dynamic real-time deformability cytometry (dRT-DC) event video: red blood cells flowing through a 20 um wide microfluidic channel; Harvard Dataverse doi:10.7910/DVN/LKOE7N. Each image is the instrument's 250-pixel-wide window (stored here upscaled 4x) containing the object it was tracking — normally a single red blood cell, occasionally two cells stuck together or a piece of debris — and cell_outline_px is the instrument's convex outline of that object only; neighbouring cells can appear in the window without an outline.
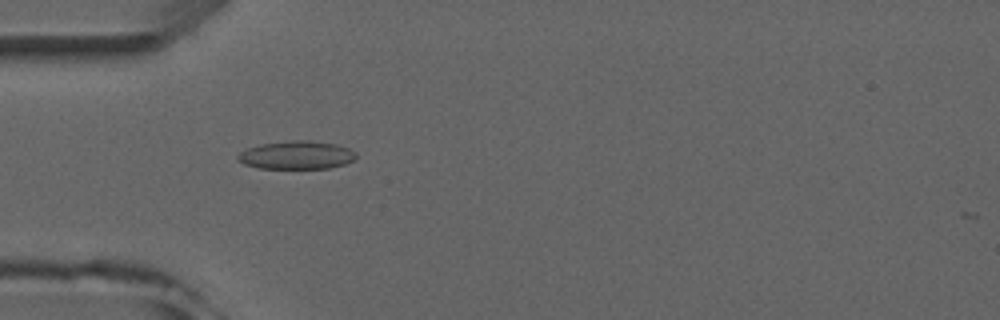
{"species": "common noctule bat (a hibernating species)", "species_latin": "Nyctalus noctula", "temperature_condition": "room temperature", "stored_images_in_passage": 6, "camera_frame_rate_fps": 3000, "um_per_image_px": 0.085, "animal": {"sex": "male", "forearm_length_mm": 52.5}, "frame": {"image": 1, "passage_image": 5, "time_ms": 4.667, "image_size_px": [1000, 320], "cell_outline_px": [[356, 160], [344, 164], [328, 168], [260, 168], [244, 164], [236, 160], [236, 156], [240, 152], [248, 148], [260, 144], [292, 140], [308, 140], [336, 144], [348, 148], [356, 152]], "centroid_in_image_um": [25.21, 13.18], "position_along_channel_um": 59.8, "area_um2": 19.48}}
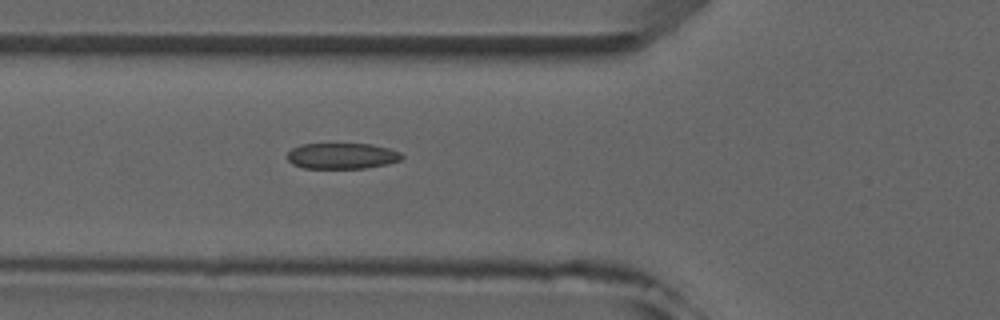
{"frame": {"image": 2, "passage_image": 6, "time_ms": 5.667, "image_size_px": [1000, 320], "cell_outline_px": [[404, 156], [400, 160], [388, 164], [364, 168], [304, 168], [292, 164], [284, 156], [292, 148], [300, 144], [372, 144], [388, 148], [400, 152]], "centroid_in_image_um": [29.04, 13.25], "position_along_channel_um": 96.8, "area_um2": 17.4}}